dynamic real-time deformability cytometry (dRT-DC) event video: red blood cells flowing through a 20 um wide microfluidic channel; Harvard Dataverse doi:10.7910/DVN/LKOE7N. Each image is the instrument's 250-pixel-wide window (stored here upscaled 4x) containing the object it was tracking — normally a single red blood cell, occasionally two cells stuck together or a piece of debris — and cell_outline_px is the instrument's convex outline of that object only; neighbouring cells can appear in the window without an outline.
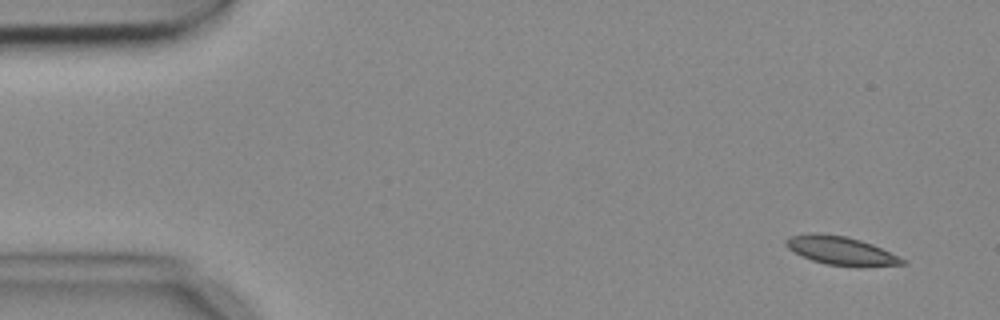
{"species": "common noctule bat (a hibernating species)", "species_latin": "Nyctalus noctula", "temperature_condition": "cold", "stored_images_in_passage": 4, "camera_frame_rate_fps": 3000, "um_per_image_px": 0.085, "animal": {"sex": "female", "body_mass_g": 18.4}, "frame": {"image": 1, "passage_image": 1, "time_ms": 0.0, "image_size_px": [1000, 320], "cell_outline_px": [[904, 264], [860, 268], [856, 268], [824, 264], [800, 256], [788, 248], [784, 244], [784, 240], [788, 236], [808, 232], [816, 232], [844, 236], [860, 240], [872, 244], [904, 260]], "centroid_in_image_um": [71.39, 21.31], "position_along_channel_um": 13.6, "area_um2": 19.65}}
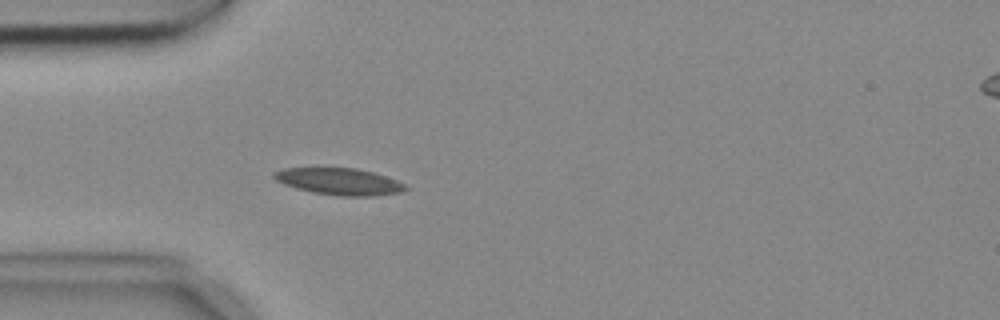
{"frame": {"image": 2, "passage_image": 4, "time_ms": 1.0, "image_size_px": [1000, 320], "cell_outline_px": [[408, 188], [404, 192], [372, 196], [340, 196], [312, 192], [296, 188], [284, 184], [276, 180], [272, 176], [272, 172], [284, 168], [356, 168], [372, 172], [396, 180], [404, 184]], "centroid_in_image_um": [28.82, 15.43], "position_along_channel_um": 56.2, "area_um2": 20.46}}